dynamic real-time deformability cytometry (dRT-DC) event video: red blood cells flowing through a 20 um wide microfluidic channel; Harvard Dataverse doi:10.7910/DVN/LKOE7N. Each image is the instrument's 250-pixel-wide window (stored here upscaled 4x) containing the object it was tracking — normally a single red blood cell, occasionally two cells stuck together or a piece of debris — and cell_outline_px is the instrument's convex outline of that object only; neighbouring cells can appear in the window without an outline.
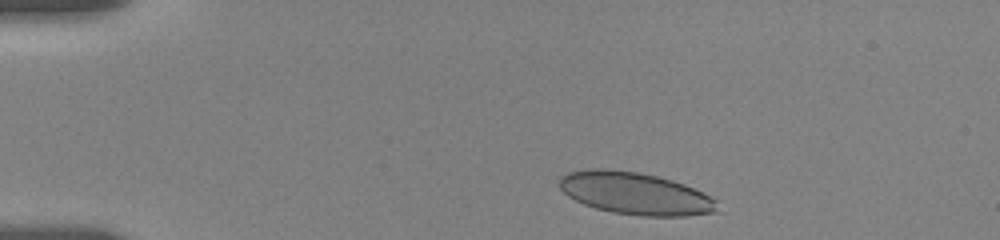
{"species": "human", "species_latin": "Homo sapiens", "temperature_condition": "room temperature", "stored_images_in_passage": 44, "camera_frame_rate_fps": 3000, "um_per_image_px": 0.085, "donor": {"sex": "female"}, "frame": {"image": 1, "passage_image": 3, "time_ms": 0.667, "image_size_px": [1000, 240], "cell_outline_px": [[724, 212], [688, 216], [640, 216], [612, 212], [596, 208], [584, 204], [568, 196], [560, 188], [560, 176], [568, 172], [588, 168], [604, 168], [636, 172], [656, 176], [672, 180], [684, 184], [720, 200]], "centroid_in_image_um": [54.1, 16.46], "position_along_channel_um": 30.9, "area_um2": 39.48}}
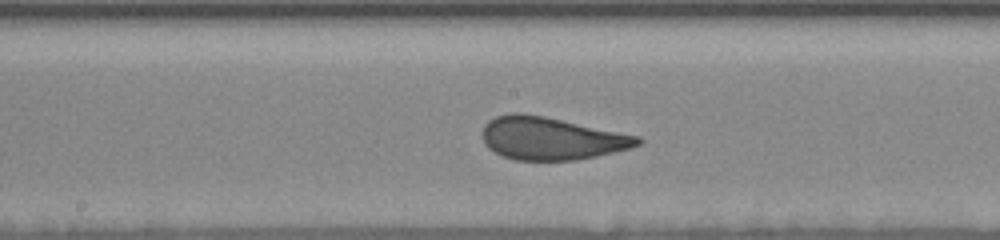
{"frame": {"image": 2, "passage_image": 29, "time_ms": 7.333, "image_size_px": [1000, 240], "cell_outline_px": [[644, 140], [640, 144], [632, 148], [596, 156], [576, 160], [516, 160], [504, 156], [488, 148], [484, 144], [484, 124], [488, 120], [496, 116], [512, 112], [520, 112], [544, 116], [640, 136]], "centroid_in_image_um": [46.88, 11.76], "position_along_channel_um": 201.3, "area_um2": 38.61}}
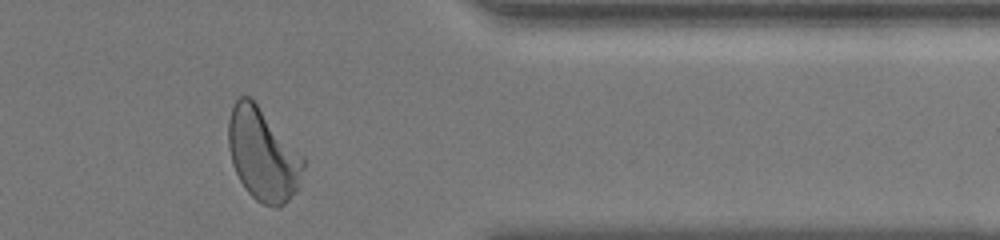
{"frame": {"image": 3, "passage_image": 43, "time_ms": 13.0, "image_size_px": [1000, 240], "cell_outline_px": [[304, 168], [296, 192], [280, 208], [276, 208], [264, 204], [256, 200], [244, 188], [232, 164], [228, 144], [228, 120], [232, 108], [236, 100], [240, 96], [248, 96], [256, 104], [304, 156]], "centroid_in_image_um": [22.34, 13.17], "position_along_channel_um": 389.1, "area_um2": 40.06}, "authors_computed_cell_mechanics": {"area_um2": 39.0728, "velocity_mm_per_s": 3.5202, "shape_relaxation_time_tau1_ms": 3.9481, "shape_relaxation_time_tau2_ms": null, "deformation_change_tau1": 0.151, "deformation_change_tau2": null}}